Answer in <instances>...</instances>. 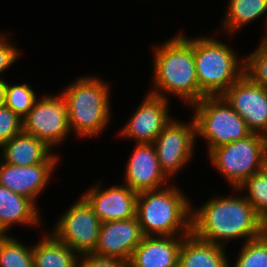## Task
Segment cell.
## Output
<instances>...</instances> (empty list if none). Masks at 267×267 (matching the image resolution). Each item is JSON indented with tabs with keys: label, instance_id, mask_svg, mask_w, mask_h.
I'll return each instance as SVG.
<instances>
[{
	"label": "cell",
	"instance_id": "1",
	"mask_svg": "<svg viewBox=\"0 0 267 267\" xmlns=\"http://www.w3.org/2000/svg\"><path fill=\"white\" fill-rule=\"evenodd\" d=\"M191 232L202 240L225 247L228 240L244 237L246 242L265 230L261 216L244 196L239 195L214 197L199 209H192Z\"/></svg>",
	"mask_w": 267,
	"mask_h": 267
},
{
	"label": "cell",
	"instance_id": "2",
	"mask_svg": "<svg viewBox=\"0 0 267 267\" xmlns=\"http://www.w3.org/2000/svg\"><path fill=\"white\" fill-rule=\"evenodd\" d=\"M154 48L153 85L156 89L149 92L150 94L165 99H168V93L173 94L190 105L206 96L199 89L194 38L179 33Z\"/></svg>",
	"mask_w": 267,
	"mask_h": 267
},
{
	"label": "cell",
	"instance_id": "3",
	"mask_svg": "<svg viewBox=\"0 0 267 267\" xmlns=\"http://www.w3.org/2000/svg\"><path fill=\"white\" fill-rule=\"evenodd\" d=\"M188 198L174 186L138 193L136 216L144 236H186L191 233ZM179 233V234H178Z\"/></svg>",
	"mask_w": 267,
	"mask_h": 267
},
{
	"label": "cell",
	"instance_id": "4",
	"mask_svg": "<svg viewBox=\"0 0 267 267\" xmlns=\"http://www.w3.org/2000/svg\"><path fill=\"white\" fill-rule=\"evenodd\" d=\"M85 76L62 91L66 101L70 130L79 136L93 138L106 128L111 116L109 84Z\"/></svg>",
	"mask_w": 267,
	"mask_h": 267
},
{
	"label": "cell",
	"instance_id": "5",
	"mask_svg": "<svg viewBox=\"0 0 267 267\" xmlns=\"http://www.w3.org/2000/svg\"><path fill=\"white\" fill-rule=\"evenodd\" d=\"M215 37L194 38V58L199 89L206 96H220L245 74L235 51ZM239 59V60H238ZM242 64V65H241Z\"/></svg>",
	"mask_w": 267,
	"mask_h": 267
},
{
	"label": "cell",
	"instance_id": "6",
	"mask_svg": "<svg viewBox=\"0 0 267 267\" xmlns=\"http://www.w3.org/2000/svg\"><path fill=\"white\" fill-rule=\"evenodd\" d=\"M192 107L196 135L206 139L208 153L223 144L249 136L244 119L220 96H205Z\"/></svg>",
	"mask_w": 267,
	"mask_h": 267
},
{
	"label": "cell",
	"instance_id": "7",
	"mask_svg": "<svg viewBox=\"0 0 267 267\" xmlns=\"http://www.w3.org/2000/svg\"><path fill=\"white\" fill-rule=\"evenodd\" d=\"M210 162L237 189L267 166V137L257 133L212 149Z\"/></svg>",
	"mask_w": 267,
	"mask_h": 267
},
{
	"label": "cell",
	"instance_id": "8",
	"mask_svg": "<svg viewBox=\"0 0 267 267\" xmlns=\"http://www.w3.org/2000/svg\"><path fill=\"white\" fill-rule=\"evenodd\" d=\"M101 223L92 206L81 196L61 215L51 232L78 255L91 254L98 242Z\"/></svg>",
	"mask_w": 267,
	"mask_h": 267
},
{
	"label": "cell",
	"instance_id": "9",
	"mask_svg": "<svg viewBox=\"0 0 267 267\" xmlns=\"http://www.w3.org/2000/svg\"><path fill=\"white\" fill-rule=\"evenodd\" d=\"M23 131L43 141L50 148L64 141L71 131L63 96L48 95L36 99L23 119Z\"/></svg>",
	"mask_w": 267,
	"mask_h": 267
},
{
	"label": "cell",
	"instance_id": "10",
	"mask_svg": "<svg viewBox=\"0 0 267 267\" xmlns=\"http://www.w3.org/2000/svg\"><path fill=\"white\" fill-rule=\"evenodd\" d=\"M196 136L193 117L189 123L172 119L153 142L160 167L168 178L191 160Z\"/></svg>",
	"mask_w": 267,
	"mask_h": 267
},
{
	"label": "cell",
	"instance_id": "11",
	"mask_svg": "<svg viewBox=\"0 0 267 267\" xmlns=\"http://www.w3.org/2000/svg\"><path fill=\"white\" fill-rule=\"evenodd\" d=\"M222 96L244 119L252 133L267 137V90L245 74Z\"/></svg>",
	"mask_w": 267,
	"mask_h": 267
},
{
	"label": "cell",
	"instance_id": "12",
	"mask_svg": "<svg viewBox=\"0 0 267 267\" xmlns=\"http://www.w3.org/2000/svg\"><path fill=\"white\" fill-rule=\"evenodd\" d=\"M168 99L148 93L120 135L137 144L153 143L163 128L172 120Z\"/></svg>",
	"mask_w": 267,
	"mask_h": 267
},
{
	"label": "cell",
	"instance_id": "13",
	"mask_svg": "<svg viewBox=\"0 0 267 267\" xmlns=\"http://www.w3.org/2000/svg\"><path fill=\"white\" fill-rule=\"evenodd\" d=\"M143 237L137 216L127 220L102 222L96 248L91 254L129 262Z\"/></svg>",
	"mask_w": 267,
	"mask_h": 267
},
{
	"label": "cell",
	"instance_id": "14",
	"mask_svg": "<svg viewBox=\"0 0 267 267\" xmlns=\"http://www.w3.org/2000/svg\"><path fill=\"white\" fill-rule=\"evenodd\" d=\"M58 160V155L52 153L43 163L31 166H19L2 161L0 185L36 203L34 199L44 191Z\"/></svg>",
	"mask_w": 267,
	"mask_h": 267
},
{
	"label": "cell",
	"instance_id": "15",
	"mask_svg": "<svg viewBox=\"0 0 267 267\" xmlns=\"http://www.w3.org/2000/svg\"><path fill=\"white\" fill-rule=\"evenodd\" d=\"M101 185L91 187L83 197L92 206L101 222L127 220L136 217L138 193L127 185H113L100 189Z\"/></svg>",
	"mask_w": 267,
	"mask_h": 267
},
{
	"label": "cell",
	"instance_id": "16",
	"mask_svg": "<svg viewBox=\"0 0 267 267\" xmlns=\"http://www.w3.org/2000/svg\"><path fill=\"white\" fill-rule=\"evenodd\" d=\"M125 169V185L137 193L168 186L170 178L160 167L153 143L137 144Z\"/></svg>",
	"mask_w": 267,
	"mask_h": 267
},
{
	"label": "cell",
	"instance_id": "17",
	"mask_svg": "<svg viewBox=\"0 0 267 267\" xmlns=\"http://www.w3.org/2000/svg\"><path fill=\"white\" fill-rule=\"evenodd\" d=\"M184 236H144L135 247L128 267H179Z\"/></svg>",
	"mask_w": 267,
	"mask_h": 267
},
{
	"label": "cell",
	"instance_id": "18",
	"mask_svg": "<svg viewBox=\"0 0 267 267\" xmlns=\"http://www.w3.org/2000/svg\"><path fill=\"white\" fill-rule=\"evenodd\" d=\"M179 267H230L225 248L202 240L192 232L184 236Z\"/></svg>",
	"mask_w": 267,
	"mask_h": 267
},
{
	"label": "cell",
	"instance_id": "19",
	"mask_svg": "<svg viewBox=\"0 0 267 267\" xmlns=\"http://www.w3.org/2000/svg\"><path fill=\"white\" fill-rule=\"evenodd\" d=\"M2 148V161L19 166H31L43 163L52 153L51 148L33 135L20 132Z\"/></svg>",
	"mask_w": 267,
	"mask_h": 267
},
{
	"label": "cell",
	"instance_id": "20",
	"mask_svg": "<svg viewBox=\"0 0 267 267\" xmlns=\"http://www.w3.org/2000/svg\"><path fill=\"white\" fill-rule=\"evenodd\" d=\"M39 210L29 198L0 185V228L6 234L14 224H40Z\"/></svg>",
	"mask_w": 267,
	"mask_h": 267
},
{
	"label": "cell",
	"instance_id": "21",
	"mask_svg": "<svg viewBox=\"0 0 267 267\" xmlns=\"http://www.w3.org/2000/svg\"><path fill=\"white\" fill-rule=\"evenodd\" d=\"M78 253L49 233L33 246L34 267H76Z\"/></svg>",
	"mask_w": 267,
	"mask_h": 267
},
{
	"label": "cell",
	"instance_id": "22",
	"mask_svg": "<svg viewBox=\"0 0 267 267\" xmlns=\"http://www.w3.org/2000/svg\"><path fill=\"white\" fill-rule=\"evenodd\" d=\"M267 12V0H229L223 29L230 35Z\"/></svg>",
	"mask_w": 267,
	"mask_h": 267
},
{
	"label": "cell",
	"instance_id": "23",
	"mask_svg": "<svg viewBox=\"0 0 267 267\" xmlns=\"http://www.w3.org/2000/svg\"><path fill=\"white\" fill-rule=\"evenodd\" d=\"M0 267H34L33 246L26 248L19 240L5 235L0 240Z\"/></svg>",
	"mask_w": 267,
	"mask_h": 267
},
{
	"label": "cell",
	"instance_id": "24",
	"mask_svg": "<svg viewBox=\"0 0 267 267\" xmlns=\"http://www.w3.org/2000/svg\"><path fill=\"white\" fill-rule=\"evenodd\" d=\"M236 190H247L245 198L262 217L267 212V166L248 177Z\"/></svg>",
	"mask_w": 267,
	"mask_h": 267
},
{
	"label": "cell",
	"instance_id": "25",
	"mask_svg": "<svg viewBox=\"0 0 267 267\" xmlns=\"http://www.w3.org/2000/svg\"><path fill=\"white\" fill-rule=\"evenodd\" d=\"M234 267H267V232L244 241Z\"/></svg>",
	"mask_w": 267,
	"mask_h": 267
},
{
	"label": "cell",
	"instance_id": "26",
	"mask_svg": "<svg viewBox=\"0 0 267 267\" xmlns=\"http://www.w3.org/2000/svg\"><path fill=\"white\" fill-rule=\"evenodd\" d=\"M36 99L35 92L28 84L9 85L7 83L4 105L22 120L28 115Z\"/></svg>",
	"mask_w": 267,
	"mask_h": 267
},
{
	"label": "cell",
	"instance_id": "27",
	"mask_svg": "<svg viewBox=\"0 0 267 267\" xmlns=\"http://www.w3.org/2000/svg\"><path fill=\"white\" fill-rule=\"evenodd\" d=\"M245 75L267 90V53L259 47L244 57Z\"/></svg>",
	"mask_w": 267,
	"mask_h": 267
},
{
	"label": "cell",
	"instance_id": "28",
	"mask_svg": "<svg viewBox=\"0 0 267 267\" xmlns=\"http://www.w3.org/2000/svg\"><path fill=\"white\" fill-rule=\"evenodd\" d=\"M23 131V120L11 109L0 107V147Z\"/></svg>",
	"mask_w": 267,
	"mask_h": 267
},
{
	"label": "cell",
	"instance_id": "29",
	"mask_svg": "<svg viewBox=\"0 0 267 267\" xmlns=\"http://www.w3.org/2000/svg\"><path fill=\"white\" fill-rule=\"evenodd\" d=\"M76 267H128V262L118 258L82 254L78 258Z\"/></svg>",
	"mask_w": 267,
	"mask_h": 267
},
{
	"label": "cell",
	"instance_id": "30",
	"mask_svg": "<svg viewBox=\"0 0 267 267\" xmlns=\"http://www.w3.org/2000/svg\"><path fill=\"white\" fill-rule=\"evenodd\" d=\"M2 35L4 34L0 33V74L12 66L20 54L16 46L8 41L6 35Z\"/></svg>",
	"mask_w": 267,
	"mask_h": 267
},
{
	"label": "cell",
	"instance_id": "31",
	"mask_svg": "<svg viewBox=\"0 0 267 267\" xmlns=\"http://www.w3.org/2000/svg\"><path fill=\"white\" fill-rule=\"evenodd\" d=\"M7 82L0 79V107L5 103Z\"/></svg>",
	"mask_w": 267,
	"mask_h": 267
},
{
	"label": "cell",
	"instance_id": "32",
	"mask_svg": "<svg viewBox=\"0 0 267 267\" xmlns=\"http://www.w3.org/2000/svg\"><path fill=\"white\" fill-rule=\"evenodd\" d=\"M267 28V27H266ZM267 30V29H266ZM267 33V31H266ZM262 42H260V45L258 46L262 51L267 53V34L264 37L263 40H261Z\"/></svg>",
	"mask_w": 267,
	"mask_h": 267
},
{
	"label": "cell",
	"instance_id": "33",
	"mask_svg": "<svg viewBox=\"0 0 267 267\" xmlns=\"http://www.w3.org/2000/svg\"><path fill=\"white\" fill-rule=\"evenodd\" d=\"M262 227L267 232V212L261 217Z\"/></svg>",
	"mask_w": 267,
	"mask_h": 267
},
{
	"label": "cell",
	"instance_id": "34",
	"mask_svg": "<svg viewBox=\"0 0 267 267\" xmlns=\"http://www.w3.org/2000/svg\"><path fill=\"white\" fill-rule=\"evenodd\" d=\"M6 234L4 231L0 228V240L5 236Z\"/></svg>",
	"mask_w": 267,
	"mask_h": 267
}]
</instances>
